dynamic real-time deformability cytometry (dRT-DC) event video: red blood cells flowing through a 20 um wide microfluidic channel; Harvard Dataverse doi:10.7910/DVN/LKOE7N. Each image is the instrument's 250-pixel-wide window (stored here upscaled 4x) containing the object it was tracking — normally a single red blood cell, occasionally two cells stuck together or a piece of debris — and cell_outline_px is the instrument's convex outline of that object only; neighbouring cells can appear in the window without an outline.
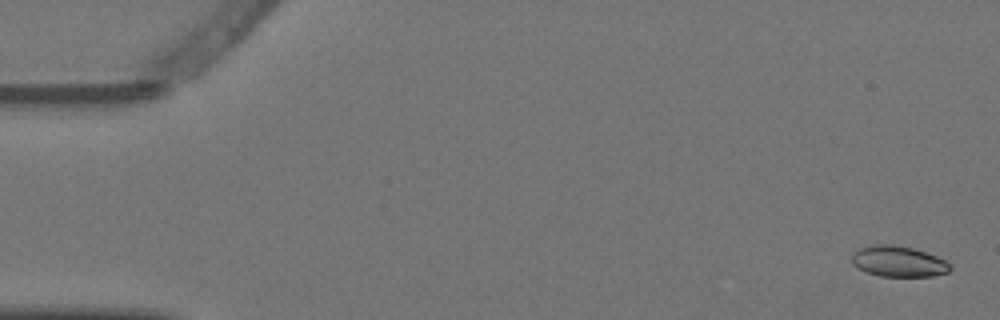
{"species": "Egyptian fruit bat (a non-hibernating species)", "species_latin": "Rousettus aegyptiacus", "temperature_condition": "warm", "stored_images_in_passage": 5, "camera_frame_rate_fps": 3000, "um_per_image_px": 0.085, "animal": {"sex": "female"}, "frame": {"image": 1, "passage_image": 1, "time_ms": 0.0, "image_size_px": [1000, 320], "cell_outline_px": [[952, 268], [948, 272], [932, 276], [880, 276], [868, 272], [852, 264], [852, 256], [860, 248], [872, 244], [892, 244], [912, 248], [936, 256], [952, 264]], "centroid_in_image_um": [76.39, 22.22], "position_along_channel_um": 8.6, "area_um2": 17.46}}
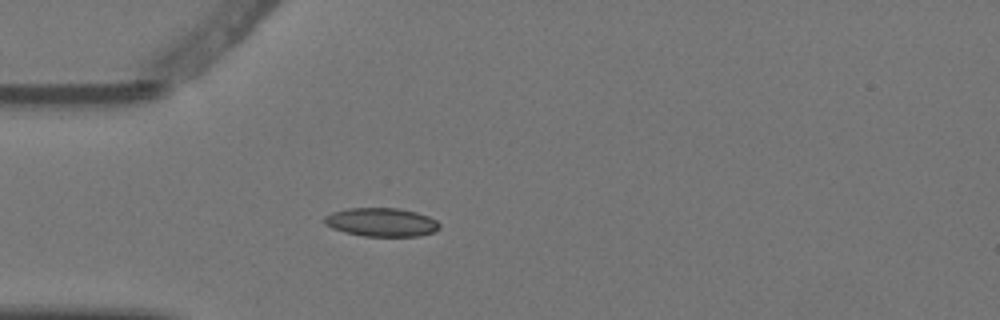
{"frame": {"image": 2, "passage_image": 5, "time_ms": 1.333, "image_size_px": [1000, 320], "cell_outline_px": [[440, 228], [436, 232], [420, 236], [364, 236], [344, 232], [332, 228], [324, 224], [324, 216], [332, 212], [348, 208], [400, 208], [416, 212], [428, 216], [436, 220], [440, 224]], "centroid_in_image_um": [32.44, 18.89], "position_along_channel_um": 52.6, "area_um2": 19.36}}